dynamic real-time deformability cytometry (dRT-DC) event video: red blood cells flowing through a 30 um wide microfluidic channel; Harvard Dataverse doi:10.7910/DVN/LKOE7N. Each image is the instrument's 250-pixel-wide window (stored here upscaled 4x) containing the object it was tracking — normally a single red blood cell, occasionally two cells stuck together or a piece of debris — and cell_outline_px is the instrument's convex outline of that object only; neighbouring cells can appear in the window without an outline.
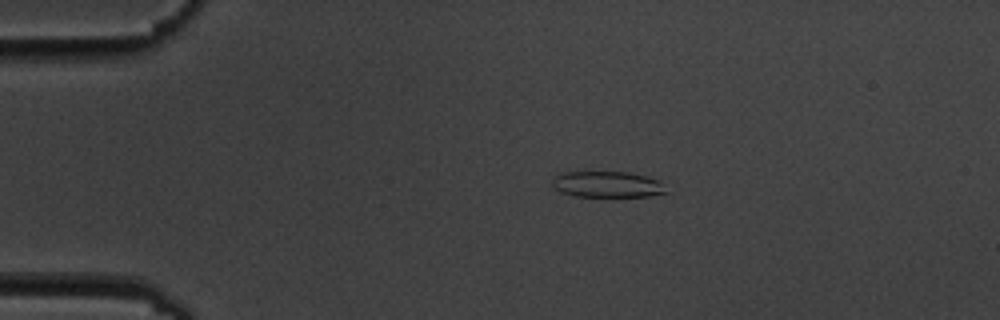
{"species": "common noctule bat (a hibernating species)", "species_latin": "Nyctalus noctula", "temperature_condition": "cold", "stored_images_in_passage": 4, "camera_frame_rate_fps": 3000, "um_per_image_px": 0.085, "animal": {"sex": "male", "body_mass_g": 19.5, "forearm_length_mm": 54.6}, "frame": {"image": 1, "passage_image": 3, "time_ms": 2.0, "image_size_px": [1000, 320], "cell_outline_px": [[668, 192], [648, 196], [604, 200], [576, 196], [560, 192], [552, 188], [552, 176], [560, 172], [628, 172], [644, 176], [656, 180]], "centroid_in_image_um": [51.51, 15.73], "position_along_channel_um": 33.5, "area_um2": 18.21}}